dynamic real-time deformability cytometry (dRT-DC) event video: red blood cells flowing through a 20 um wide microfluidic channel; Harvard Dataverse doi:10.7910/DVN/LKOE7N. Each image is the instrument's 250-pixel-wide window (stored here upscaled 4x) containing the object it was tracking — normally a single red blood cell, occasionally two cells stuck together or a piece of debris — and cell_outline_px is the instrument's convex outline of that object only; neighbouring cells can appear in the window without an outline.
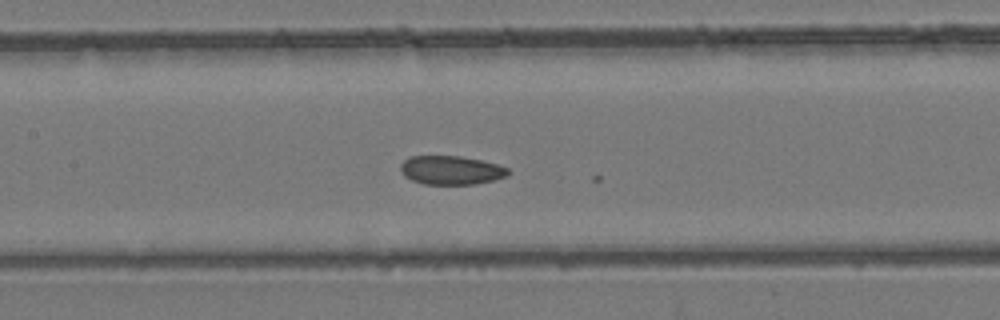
{"species": "common noctule bat (a hibernating species)", "species_latin": "Nyctalus noctula", "temperature_condition": "room temperature", "stored_images_in_passage": 29, "camera_frame_rate_fps": 3000, "um_per_image_px": 0.085, "animal": {"sex": "female", "body_mass_g": 24.6, "forearm_length_mm": 56.2}, "frame": {"image": 1, "passage_image": 20, "time_ms": 6.333, "image_size_px": [1000, 320], "cell_outline_px": [[512, 172], [508, 176], [476, 184], [424, 184], [412, 180], [404, 176], [400, 172], [400, 164], [408, 156], [460, 156], [480, 160], [496, 164], [508, 168]], "centroid_in_image_um": [38.33, 14.46], "position_along_channel_um": 169.1, "area_um2": 18.15}}
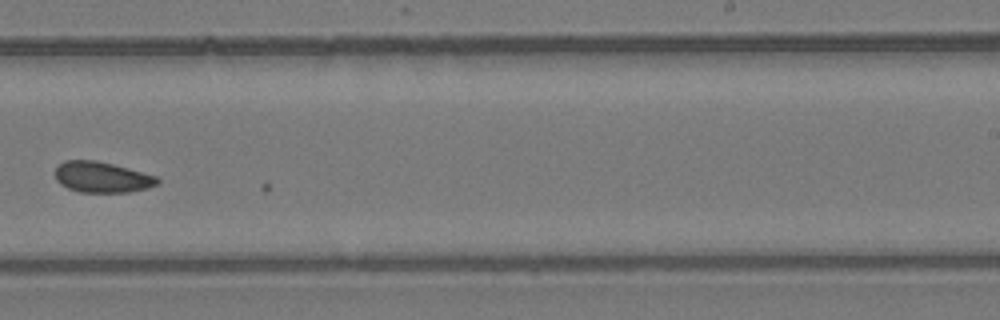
{"frame": {"image": 2, "passage_image": 28, "time_ms": 9.0, "image_size_px": [1000, 320], "cell_outline_px": [[160, 184], [148, 188], [128, 192], [80, 192], [68, 188], [60, 184], [56, 180], [56, 168], [64, 160], [96, 160], [128, 168], [156, 176], [160, 180]], "centroid_in_image_um": [8.68, 15.06], "position_along_channel_um": 280.3, "area_um2": 18.32}}